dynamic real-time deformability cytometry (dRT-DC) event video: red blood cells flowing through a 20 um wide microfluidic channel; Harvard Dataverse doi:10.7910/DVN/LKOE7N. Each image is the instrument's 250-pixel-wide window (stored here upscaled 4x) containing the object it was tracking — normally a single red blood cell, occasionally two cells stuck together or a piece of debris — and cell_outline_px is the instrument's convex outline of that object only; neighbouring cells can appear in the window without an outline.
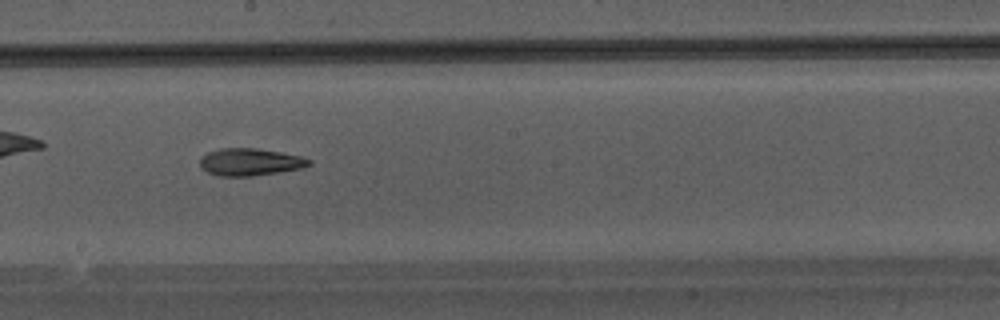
{"species": "Egyptian fruit bat (a non-hibernating species)", "species_latin": "Rousettus aegyptiacus", "temperature_condition": "warm", "stored_images_in_passage": 45, "camera_frame_rate_fps": 3000, "um_per_image_px": 0.085, "animal": {"sex": "male"}, "frame": {"image": 1, "passage_image": 26, "time_ms": 8.333, "image_size_px": [1000, 320], "cell_outline_px": [[312, 164], [300, 168], [252, 176], [220, 176], [208, 172], [200, 168], [200, 160], [208, 152], [220, 148], [256, 148], [280, 152], [300, 156], [312, 160]], "centroid_in_image_um": [21.24, 13.76], "position_along_channel_um": 227.0, "area_um2": 17.17}}